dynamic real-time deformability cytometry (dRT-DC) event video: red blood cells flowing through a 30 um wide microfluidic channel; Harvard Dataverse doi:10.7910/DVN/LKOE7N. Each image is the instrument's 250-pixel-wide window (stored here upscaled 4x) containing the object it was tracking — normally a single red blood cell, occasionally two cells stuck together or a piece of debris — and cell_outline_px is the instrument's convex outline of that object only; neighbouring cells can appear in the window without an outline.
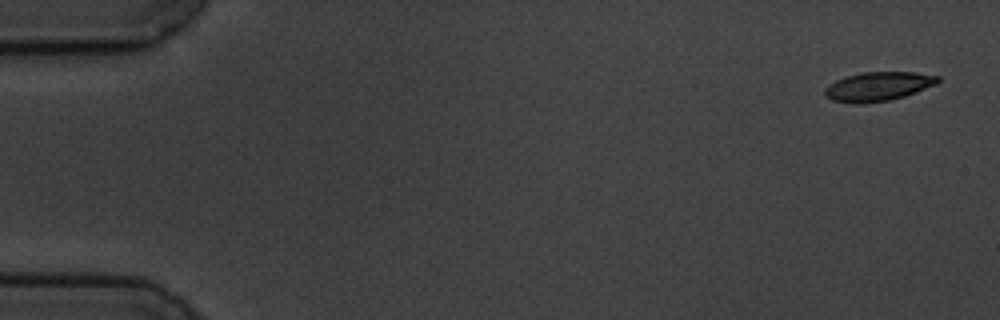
{"species": "common noctule bat (a hibernating species)", "species_latin": "Nyctalus noctula", "temperature_condition": "cold", "stored_images_in_passage": 5, "camera_frame_rate_fps": 3000, "um_per_image_px": 0.085, "animal": {"sex": "male", "body_mass_g": 19.5, "forearm_length_mm": 54.6}, "frame": {"image": 1, "passage_image": 1, "time_ms": 0.0, "image_size_px": [1000, 320], "cell_outline_px": [[940, 80], [936, 84], [916, 92], [904, 96], [888, 100], [860, 104], [856, 104], [832, 100], [824, 96], [824, 88], [836, 80], [844, 76], [860, 72], [916, 72], [940, 76]], "centroid_in_image_um": [74.62, 7.34], "position_along_channel_um": 10.4, "area_um2": 19.25}}
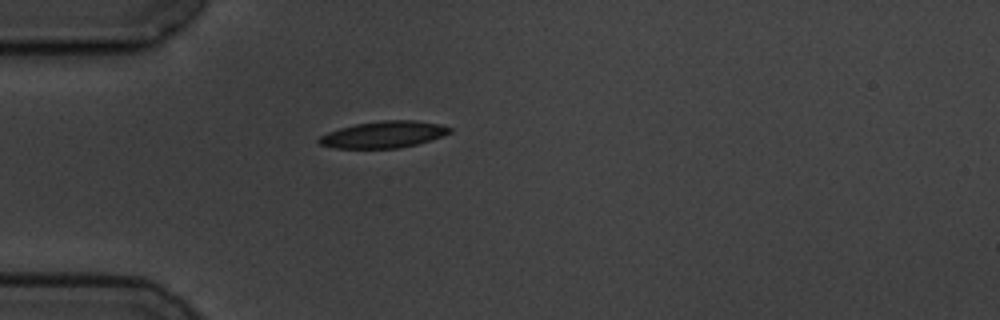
{"frame": {"image": 2, "passage_image": 4, "time_ms": 4.667, "image_size_px": [1000, 320], "cell_outline_px": [[452, 132], [416, 144], [400, 148], [332, 148], [320, 144], [316, 140], [320, 136], [328, 132], [340, 128], [356, 124], [384, 120], [416, 120], [440, 124], [452, 128]], "centroid_in_image_um": [32.59, 11.43], "position_along_channel_um": 52.4, "area_um2": 20.17}}